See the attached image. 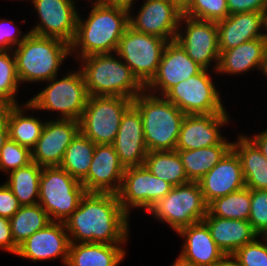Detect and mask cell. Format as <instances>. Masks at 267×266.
I'll list each match as a JSON object with an SVG mask.
<instances>
[{"label": "cell", "mask_w": 267, "mask_h": 266, "mask_svg": "<svg viewBox=\"0 0 267 266\" xmlns=\"http://www.w3.org/2000/svg\"><path fill=\"white\" fill-rule=\"evenodd\" d=\"M132 104L125 97L89 96L79 120L80 132L94 144H113L121 118Z\"/></svg>", "instance_id": "obj_9"}, {"label": "cell", "mask_w": 267, "mask_h": 266, "mask_svg": "<svg viewBox=\"0 0 267 266\" xmlns=\"http://www.w3.org/2000/svg\"><path fill=\"white\" fill-rule=\"evenodd\" d=\"M209 70L202 69L173 86L164 97L185 115L214 114L227 111Z\"/></svg>", "instance_id": "obj_11"}, {"label": "cell", "mask_w": 267, "mask_h": 266, "mask_svg": "<svg viewBox=\"0 0 267 266\" xmlns=\"http://www.w3.org/2000/svg\"><path fill=\"white\" fill-rule=\"evenodd\" d=\"M167 43L163 38L138 32L128 26L119 41L116 53L146 86L157 73Z\"/></svg>", "instance_id": "obj_10"}, {"label": "cell", "mask_w": 267, "mask_h": 266, "mask_svg": "<svg viewBox=\"0 0 267 266\" xmlns=\"http://www.w3.org/2000/svg\"><path fill=\"white\" fill-rule=\"evenodd\" d=\"M139 110L148 152L175 150L185 114L164 96L146 90L133 99Z\"/></svg>", "instance_id": "obj_5"}, {"label": "cell", "mask_w": 267, "mask_h": 266, "mask_svg": "<svg viewBox=\"0 0 267 266\" xmlns=\"http://www.w3.org/2000/svg\"><path fill=\"white\" fill-rule=\"evenodd\" d=\"M129 219L117 194L86 192L64 224L70 243L125 244L129 239Z\"/></svg>", "instance_id": "obj_1"}, {"label": "cell", "mask_w": 267, "mask_h": 266, "mask_svg": "<svg viewBox=\"0 0 267 266\" xmlns=\"http://www.w3.org/2000/svg\"><path fill=\"white\" fill-rule=\"evenodd\" d=\"M7 251L8 253L16 254L18 246L14 243L10 220L0 216V250Z\"/></svg>", "instance_id": "obj_44"}, {"label": "cell", "mask_w": 267, "mask_h": 266, "mask_svg": "<svg viewBox=\"0 0 267 266\" xmlns=\"http://www.w3.org/2000/svg\"><path fill=\"white\" fill-rule=\"evenodd\" d=\"M182 12H184L194 0H171Z\"/></svg>", "instance_id": "obj_49"}, {"label": "cell", "mask_w": 267, "mask_h": 266, "mask_svg": "<svg viewBox=\"0 0 267 266\" xmlns=\"http://www.w3.org/2000/svg\"><path fill=\"white\" fill-rule=\"evenodd\" d=\"M177 234L185 239L179 255L187 261L198 266H213L225 256L203 221L182 228Z\"/></svg>", "instance_id": "obj_25"}, {"label": "cell", "mask_w": 267, "mask_h": 266, "mask_svg": "<svg viewBox=\"0 0 267 266\" xmlns=\"http://www.w3.org/2000/svg\"><path fill=\"white\" fill-rule=\"evenodd\" d=\"M70 244L64 222L52 221L19 245L15 255L33 262L55 260L59 257L66 265Z\"/></svg>", "instance_id": "obj_18"}, {"label": "cell", "mask_w": 267, "mask_h": 266, "mask_svg": "<svg viewBox=\"0 0 267 266\" xmlns=\"http://www.w3.org/2000/svg\"><path fill=\"white\" fill-rule=\"evenodd\" d=\"M9 220L12 237L17 246L52 222L48 213L39 203L21 206Z\"/></svg>", "instance_id": "obj_34"}, {"label": "cell", "mask_w": 267, "mask_h": 266, "mask_svg": "<svg viewBox=\"0 0 267 266\" xmlns=\"http://www.w3.org/2000/svg\"><path fill=\"white\" fill-rule=\"evenodd\" d=\"M12 51H0V99L19 105L16 94L20 87Z\"/></svg>", "instance_id": "obj_36"}, {"label": "cell", "mask_w": 267, "mask_h": 266, "mask_svg": "<svg viewBox=\"0 0 267 266\" xmlns=\"http://www.w3.org/2000/svg\"><path fill=\"white\" fill-rule=\"evenodd\" d=\"M85 187L60 166L42 167L38 203L51 221L64 222L78 208Z\"/></svg>", "instance_id": "obj_7"}, {"label": "cell", "mask_w": 267, "mask_h": 266, "mask_svg": "<svg viewBox=\"0 0 267 266\" xmlns=\"http://www.w3.org/2000/svg\"><path fill=\"white\" fill-rule=\"evenodd\" d=\"M8 128H0V150L8 140Z\"/></svg>", "instance_id": "obj_51"}, {"label": "cell", "mask_w": 267, "mask_h": 266, "mask_svg": "<svg viewBox=\"0 0 267 266\" xmlns=\"http://www.w3.org/2000/svg\"><path fill=\"white\" fill-rule=\"evenodd\" d=\"M250 189L244 187L212 201L208 211L216 217L248 221L250 216Z\"/></svg>", "instance_id": "obj_35"}, {"label": "cell", "mask_w": 267, "mask_h": 266, "mask_svg": "<svg viewBox=\"0 0 267 266\" xmlns=\"http://www.w3.org/2000/svg\"><path fill=\"white\" fill-rule=\"evenodd\" d=\"M124 244L71 243L65 266H119L126 257Z\"/></svg>", "instance_id": "obj_27"}, {"label": "cell", "mask_w": 267, "mask_h": 266, "mask_svg": "<svg viewBox=\"0 0 267 266\" xmlns=\"http://www.w3.org/2000/svg\"><path fill=\"white\" fill-rule=\"evenodd\" d=\"M202 69L178 42L169 41L163 51L157 73L145 86V90L154 95L164 96L173 86L188 80Z\"/></svg>", "instance_id": "obj_16"}, {"label": "cell", "mask_w": 267, "mask_h": 266, "mask_svg": "<svg viewBox=\"0 0 267 266\" xmlns=\"http://www.w3.org/2000/svg\"><path fill=\"white\" fill-rule=\"evenodd\" d=\"M261 238L264 239L267 242V230L263 233Z\"/></svg>", "instance_id": "obj_53"}, {"label": "cell", "mask_w": 267, "mask_h": 266, "mask_svg": "<svg viewBox=\"0 0 267 266\" xmlns=\"http://www.w3.org/2000/svg\"><path fill=\"white\" fill-rule=\"evenodd\" d=\"M116 54V55H115ZM89 96H118L134 99L145 86L116 52L80 58Z\"/></svg>", "instance_id": "obj_3"}, {"label": "cell", "mask_w": 267, "mask_h": 266, "mask_svg": "<svg viewBox=\"0 0 267 266\" xmlns=\"http://www.w3.org/2000/svg\"><path fill=\"white\" fill-rule=\"evenodd\" d=\"M265 14L263 12L236 13L217 22L219 52L235 48L253 39L263 38Z\"/></svg>", "instance_id": "obj_24"}, {"label": "cell", "mask_w": 267, "mask_h": 266, "mask_svg": "<svg viewBox=\"0 0 267 266\" xmlns=\"http://www.w3.org/2000/svg\"><path fill=\"white\" fill-rule=\"evenodd\" d=\"M113 146L125 168L144 165L148 149L141 114L133 104L121 118Z\"/></svg>", "instance_id": "obj_21"}, {"label": "cell", "mask_w": 267, "mask_h": 266, "mask_svg": "<svg viewBox=\"0 0 267 266\" xmlns=\"http://www.w3.org/2000/svg\"><path fill=\"white\" fill-rule=\"evenodd\" d=\"M198 183L207 205L246 187L239 156L231 149Z\"/></svg>", "instance_id": "obj_22"}, {"label": "cell", "mask_w": 267, "mask_h": 266, "mask_svg": "<svg viewBox=\"0 0 267 266\" xmlns=\"http://www.w3.org/2000/svg\"><path fill=\"white\" fill-rule=\"evenodd\" d=\"M258 238L232 254L241 266H267V242Z\"/></svg>", "instance_id": "obj_39"}, {"label": "cell", "mask_w": 267, "mask_h": 266, "mask_svg": "<svg viewBox=\"0 0 267 266\" xmlns=\"http://www.w3.org/2000/svg\"><path fill=\"white\" fill-rule=\"evenodd\" d=\"M87 18L78 13L76 34L70 44L75 59L116 52L120 39L129 26L127 5L91 1ZM93 5V6H92Z\"/></svg>", "instance_id": "obj_2"}, {"label": "cell", "mask_w": 267, "mask_h": 266, "mask_svg": "<svg viewBox=\"0 0 267 266\" xmlns=\"http://www.w3.org/2000/svg\"><path fill=\"white\" fill-rule=\"evenodd\" d=\"M79 131L77 120H46L40 138L31 150L32 162L42 167L59 166L65 150Z\"/></svg>", "instance_id": "obj_17"}, {"label": "cell", "mask_w": 267, "mask_h": 266, "mask_svg": "<svg viewBox=\"0 0 267 266\" xmlns=\"http://www.w3.org/2000/svg\"><path fill=\"white\" fill-rule=\"evenodd\" d=\"M20 83L46 82L58 75L60 66L71 56L70 44L54 37L29 33L12 50Z\"/></svg>", "instance_id": "obj_4"}, {"label": "cell", "mask_w": 267, "mask_h": 266, "mask_svg": "<svg viewBox=\"0 0 267 266\" xmlns=\"http://www.w3.org/2000/svg\"><path fill=\"white\" fill-rule=\"evenodd\" d=\"M232 149L239 156L245 185L250 190H267V159L256 144L240 133Z\"/></svg>", "instance_id": "obj_28"}, {"label": "cell", "mask_w": 267, "mask_h": 266, "mask_svg": "<svg viewBox=\"0 0 267 266\" xmlns=\"http://www.w3.org/2000/svg\"><path fill=\"white\" fill-rule=\"evenodd\" d=\"M25 110H29L28 102L13 105L8 113L6 125L9 139L31 151L40 138L46 121H42L35 115L27 114V116Z\"/></svg>", "instance_id": "obj_30"}, {"label": "cell", "mask_w": 267, "mask_h": 266, "mask_svg": "<svg viewBox=\"0 0 267 266\" xmlns=\"http://www.w3.org/2000/svg\"><path fill=\"white\" fill-rule=\"evenodd\" d=\"M185 25V26H184ZM183 28V30H181ZM175 41L187 55L203 69L216 72L220 52L218 49V28L216 22L199 20L183 15ZM216 64H214V63ZM213 63V66L211 65ZM211 66V67H210Z\"/></svg>", "instance_id": "obj_12"}, {"label": "cell", "mask_w": 267, "mask_h": 266, "mask_svg": "<svg viewBox=\"0 0 267 266\" xmlns=\"http://www.w3.org/2000/svg\"><path fill=\"white\" fill-rule=\"evenodd\" d=\"M172 188L171 184L157 178L142 165L125 168L117 195L122 209L130 216L134 208L148 211Z\"/></svg>", "instance_id": "obj_13"}, {"label": "cell", "mask_w": 267, "mask_h": 266, "mask_svg": "<svg viewBox=\"0 0 267 266\" xmlns=\"http://www.w3.org/2000/svg\"><path fill=\"white\" fill-rule=\"evenodd\" d=\"M95 146L96 144L79 131L65 150L59 166L81 182L90 169Z\"/></svg>", "instance_id": "obj_33"}, {"label": "cell", "mask_w": 267, "mask_h": 266, "mask_svg": "<svg viewBox=\"0 0 267 266\" xmlns=\"http://www.w3.org/2000/svg\"><path fill=\"white\" fill-rule=\"evenodd\" d=\"M100 1L105 2V3L124 4V5H127L128 8H132L136 0H100Z\"/></svg>", "instance_id": "obj_50"}, {"label": "cell", "mask_w": 267, "mask_h": 266, "mask_svg": "<svg viewBox=\"0 0 267 266\" xmlns=\"http://www.w3.org/2000/svg\"><path fill=\"white\" fill-rule=\"evenodd\" d=\"M76 1V2H75ZM37 12L38 22L30 33L42 37H54L71 44L76 34L79 11L77 0H31Z\"/></svg>", "instance_id": "obj_14"}, {"label": "cell", "mask_w": 267, "mask_h": 266, "mask_svg": "<svg viewBox=\"0 0 267 266\" xmlns=\"http://www.w3.org/2000/svg\"><path fill=\"white\" fill-rule=\"evenodd\" d=\"M158 221L167 223L176 234L207 215L208 205L198 182L175 186L148 211Z\"/></svg>", "instance_id": "obj_8"}, {"label": "cell", "mask_w": 267, "mask_h": 266, "mask_svg": "<svg viewBox=\"0 0 267 266\" xmlns=\"http://www.w3.org/2000/svg\"><path fill=\"white\" fill-rule=\"evenodd\" d=\"M248 137L256 144L263 156L267 159V129Z\"/></svg>", "instance_id": "obj_45"}, {"label": "cell", "mask_w": 267, "mask_h": 266, "mask_svg": "<svg viewBox=\"0 0 267 266\" xmlns=\"http://www.w3.org/2000/svg\"><path fill=\"white\" fill-rule=\"evenodd\" d=\"M47 82L43 90L27 101L29 111L47 110L57 113L60 116L57 119L79 121L89 98L81 69L68 70L62 78L55 76Z\"/></svg>", "instance_id": "obj_6"}, {"label": "cell", "mask_w": 267, "mask_h": 266, "mask_svg": "<svg viewBox=\"0 0 267 266\" xmlns=\"http://www.w3.org/2000/svg\"><path fill=\"white\" fill-rule=\"evenodd\" d=\"M202 221L225 255H232L237 249L259 237L251 223L246 220L216 217L208 211Z\"/></svg>", "instance_id": "obj_26"}, {"label": "cell", "mask_w": 267, "mask_h": 266, "mask_svg": "<svg viewBox=\"0 0 267 266\" xmlns=\"http://www.w3.org/2000/svg\"><path fill=\"white\" fill-rule=\"evenodd\" d=\"M213 266H241L233 255H225L221 260Z\"/></svg>", "instance_id": "obj_47"}, {"label": "cell", "mask_w": 267, "mask_h": 266, "mask_svg": "<svg viewBox=\"0 0 267 266\" xmlns=\"http://www.w3.org/2000/svg\"><path fill=\"white\" fill-rule=\"evenodd\" d=\"M170 266H198L193 262L185 260L181 255H178L177 259L174 260Z\"/></svg>", "instance_id": "obj_48"}, {"label": "cell", "mask_w": 267, "mask_h": 266, "mask_svg": "<svg viewBox=\"0 0 267 266\" xmlns=\"http://www.w3.org/2000/svg\"><path fill=\"white\" fill-rule=\"evenodd\" d=\"M42 166L35 162L9 173L4 182L18 199L21 206L38 203ZM8 179V180H7Z\"/></svg>", "instance_id": "obj_31"}, {"label": "cell", "mask_w": 267, "mask_h": 266, "mask_svg": "<svg viewBox=\"0 0 267 266\" xmlns=\"http://www.w3.org/2000/svg\"><path fill=\"white\" fill-rule=\"evenodd\" d=\"M264 38H265V43H266V48H267V12L265 14V27H264Z\"/></svg>", "instance_id": "obj_52"}, {"label": "cell", "mask_w": 267, "mask_h": 266, "mask_svg": "<svg viewBox=\"0 0 267 266\" xmlns=\"http://www.w3.org/2000/svg\"><path fill=\"white\" fill-rule=\"evenodd\" d=\"M229 14L267 12V0H226Z\"/></svg>", "instance_id": "obj_43"}, {"label": "cell", "mask_w": 267, "mask_h": 266, "mask_svg": "<svg viewBox=\"0 0 267 266\" xmlns=\"http://www.w3.org/2000/svg\"><path fill=\"white\" fill-rule=\"evenodd\" d=\"M12 107L10 102L0 99V128H7V116Z\"/></svg>", "instance_id": "obj_46"}, {"label": "cell", "mask_w": 267, "mask_h": 266, "mask_svg": "<svg viewBox=\"0 0 267 266\" xmlns=\"http://www.w3.org/2000/svg\"><path fill=\"white\" fill-rule=\"evenodd\" d=\"M183 15L217 23L230 14L226 0H194Z\"/></svg>", "instance_id": "obj_37"}, {"label": "cell", "mask_w": 267, "mask_h": 266, "mask_svg": "<svg viewBox=\"0 0 267 266\" xmlns=\"http://www.w3.org/2000/svg\"><path fill=\"white\" fill-rule=\"evenodd\" d=\"M233 142L224 138L218 145L195 150H176L189 181L199 180L214 168L232 149Z\"/></svg>", "instance_id": "obj_29"}, {"label": "cell", "mask_w": 267, "mask_h": 266, "mask_svg": "<svg viewBox=\"0 0 267 266\" xmlns=\"http://www.w3.org/2000/svg\"><path fill=\"white\" fill-rule=\"evenodd\" d=\"M31 162V151L8 138L0 150V171L8 175Z\"/></svg>", "instance_id": "obj_38"}, {"label": "cell", "mask_w": 267, "mask_h": 266, "mask_svg": "<svg viewBox=\"0 0 267 266\" xmlns=\"http://www.w3.org/2000/svg\"><path fill=\"white\" fill-rule=\"evenodd\" d=\"M124 171L113 144H96L90 169L81 183L86 192L117 194Z\"/></svg>", "instance_id": "obj_20"}, {"label": "cell", "mask_w": 267, "mask_h": 266, "mask_svg": "<svg viewBox=\"0 0 267 266\" xmlns=\"http://www.w3.org/2000/svg\"><path fill=\"white\" fill-rule=\"evenodd\" d=\"M20 207L18 199L3 182V185H0V216L10 219Z\"/></svg>", "instance_id": "obj_42"}, {"label": "cell", "mask_w": 267, "mask_h": 266, "mask_svg": "<svg viewBox=\"0 0 267 266\" xmlns=\"http://www.w3.org/2000/svg\"><path fill=\"white\" fill-rule=\"evenodd\" d=\"M143 3L136 14L128 8L129 26L168 42L175 40L183 12L171 0H144Z\"/></svg>", "instance_id": "obj_15"}, {"label": "cell", "mask_w": 267, "mask_h": 266, "mask_svg": "<svg viewBox=\"0 0 267 266\" xmlns=\"http://www.w3.org/2000/svg\"><path fill=\"white\" fill-rule=\"evenodd\" d=\"M13 24V20L0 18V51H12L30 33L28 31L23 35L22 31L19 30L20 28L17 25L14 26Z\"/></svg>", "instance_id": "obj_41"}, {"label": "cell", "mask_w": 267, "mask_h": 266, "mask_svg": "<svg viewBox=\"0 0 267 266\" xmlns=\"http://www.w3.org/2000/svg\"><path fill=\"white\" fill-rule=\"evenodd\" d=\"M229 117L227 111L185 115L175 150H195L218 145L225 138L220 129L228 126Z\"/></svg>", "instance_id": "obj_19"}, {"label": "cell", "mask_w": 267, "mask_h": 266, "mask_svg": "<svg viewBox=\"0 0 267 266\" xmlns=\"http://www.w3.org/2000/svg\"><path fill=\"white\" fill-rule=\"evenodd\" d=\"M250 197L251 208L248 221L261 237L267 230V190H250Z\"/></svg>", "instance_id": "obj_40"}, {"label": "cell", "mask_w": 267, "mask_h": 266, "mask_svg": "<svg viewBox=\"0 0 267 266\" xmlns=\"http://www.w3.org/2000/svg\"><path fill=\"white\" fill-rule=\"evenodd\" d=\"M144 166L157 178L173 187L190 182L176 150L147 152Z\"/></svg>", "instance_id": "obj_32"}, {"label": "cell", "mask_w": 267, "mask_h": 266, "mask_svg": "<svg viewBox=\"0 0 267 266\" xmlns=\"http://www.w3.org/2000/svg\"><path fill=\"white\" fill-rule=\"evenodd\" d=\"M253 69L262 72L264 76L267 75V48L264 37L221 51L216 73L236 77Z\"/></svg>", "instance_id": "obj_23"}]
</instances>
